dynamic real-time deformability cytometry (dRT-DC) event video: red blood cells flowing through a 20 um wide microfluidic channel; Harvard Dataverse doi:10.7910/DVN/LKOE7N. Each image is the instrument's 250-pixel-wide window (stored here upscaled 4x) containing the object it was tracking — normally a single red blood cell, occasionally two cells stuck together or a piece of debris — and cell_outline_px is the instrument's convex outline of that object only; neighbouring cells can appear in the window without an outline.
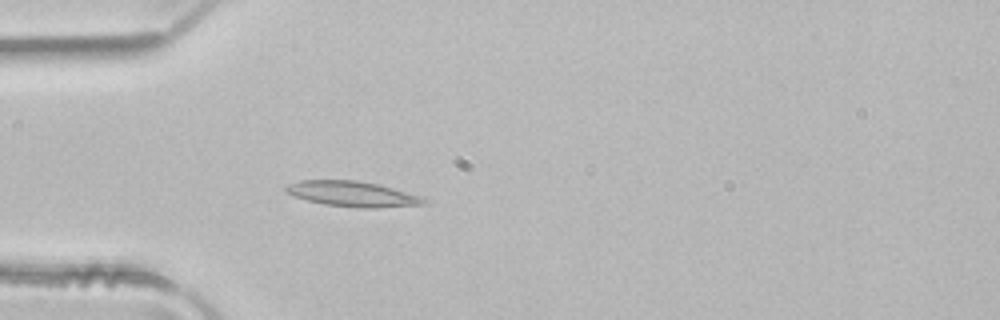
{"species": "common noctule bat (a hibernating species)", "species_latin": "Nyctalus noctula", "temperature_condition": "room temperature", "stored_images_in_passage": 3, "camera_frame_rate_fps": 3000, "um_per_image_px": 0.085, "animal": {"sex": "male", "body_mass_g": 21.5, "forearm_length_mm": 52.0}, "frame": {"image": 1, "passage_image": 3, "time_ms": 0.667, "image_size_px": [1000, 320], "cell_outline_px": [[424, 204], [376, 208], [356, 208], [324, 204], [308, 200], [284, 192], [284, 188], [288, 184], [300, 180], [356, 180], [380, 184], [424, 196]], "centroid_in_image_um": [29.97, 16.48], "position_along_channel_um": 55.0, "area_um2": 20.52}}